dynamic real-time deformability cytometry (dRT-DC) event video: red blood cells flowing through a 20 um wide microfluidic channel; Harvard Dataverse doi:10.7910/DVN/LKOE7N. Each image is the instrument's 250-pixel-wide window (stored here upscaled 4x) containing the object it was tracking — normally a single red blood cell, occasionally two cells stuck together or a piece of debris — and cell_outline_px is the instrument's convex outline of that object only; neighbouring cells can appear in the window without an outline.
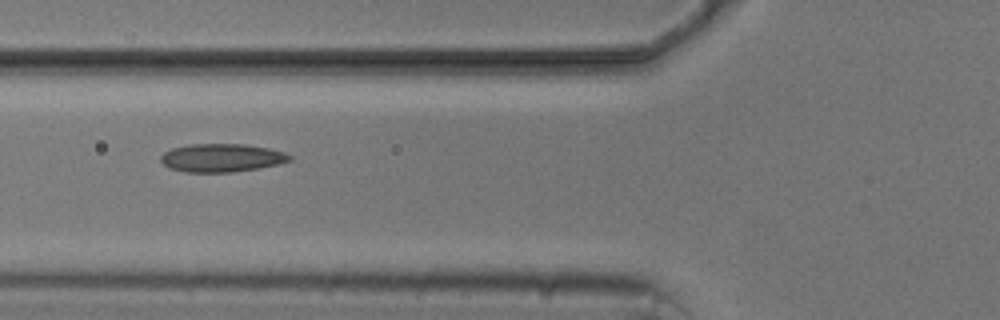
{"species": "common noctule bat (a hibernating species)", "species_latin": "Nyctalus noctula", "temperature_condition": "cold", "stored_images_in_passage": 9, "camera_frame_rate_fps": 3000, "um_per_image_px": 0.085, "animal": {"sex": "male", "body_mass_g": 20.5, "forearm_length_mm": 52.5}, "frame": {"image": 1, "passage_image": 4, "time_ms": 5.0, "image_size_px": [1000, 320], "cell_outline_px": [[292, 160], [260, 168], [232, 172], [184, 172], [168, 168], [160, 160], [160, 156], [164, 152], [172, 148], [188, 144], [244, 144], [268, 148], [284, 152], [292, 156]], "centroid_in_image_um": [18.81, 13.41], "position_along_channel_um": 107.0, "area_um2": 21.27}}
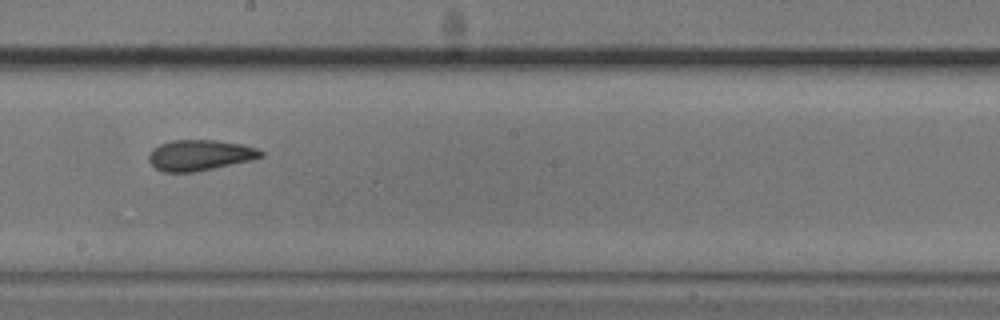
{"frame": {"image": 2, "passage_image": 7, "time_ms": 8.333, "image_size_px": [1000, 320], "cell_outline_px": [[264, 156], [252, 160], [196, 172], [164, 172], [156, 168], [148, 160], [148, 156], [152, 148], [160, 144], [172, 140], [216, 140], [244, 144], [256, 148], [264, 152]], "centroid_in_image_um": [17.0, 13.19], "position_along_channel_um": 231.2, "area_um2": 20.23}}
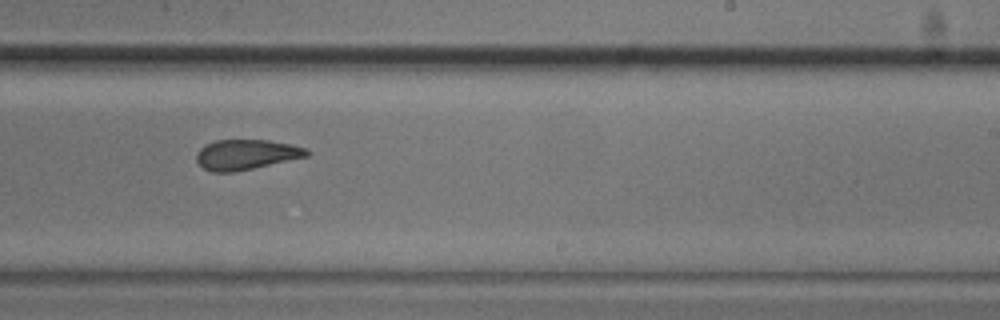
{"frame": {"image": 3, "passage_image": 8, "time_ms": 9.333, "image_size_px": [1000, 320], "cell_outline_px": [[312, 152], [308, 156], [236, 172], [212, 172], [204, 168], [196, 160], [196, 152], [204, 144], [216, 140], [268, 140], [292, 144], [308, 148]], "centroid_in_image_um": [20.94, 13.13], "position_along_channel_um": 268.1, "area_um2": 19.59}}